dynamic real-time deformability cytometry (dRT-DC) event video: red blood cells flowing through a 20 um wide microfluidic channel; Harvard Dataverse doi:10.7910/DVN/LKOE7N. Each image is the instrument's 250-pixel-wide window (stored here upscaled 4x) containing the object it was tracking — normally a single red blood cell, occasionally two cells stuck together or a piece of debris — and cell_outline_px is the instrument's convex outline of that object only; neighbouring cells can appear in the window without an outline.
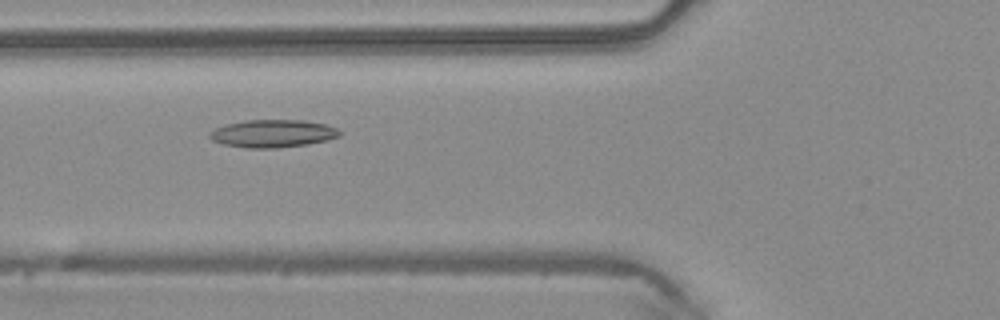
{"species": "common noctule bat (a hibernating species)", "species_latin": "Nyctalus noctula", "temperature_condition": "warm", "stored_images_in_passage": 49, "camera_frame_rate_fps": 3000, "um_per_image_px": 0.085, "animal": {"sex": "male", "body_mass_g": 20.4}, "frame": {"image": 1, "passage_image": 18, "time_ms": 5.667, "image_size_px": [1000, 320], "cell_outline_px": [[340, 136], [328, 140], [308, 144], [276, 148], [244, 148], [224, 144], [212, 140], [208, 136], [208, 132], [224, 124], [244, 120], [304, 120], [324, 124], [336, 128], [340, 132]], "centroid_in_image_um": [23.15, 11.35], "position_along_channel_um": 102.7, "area_um2": 21.1}}
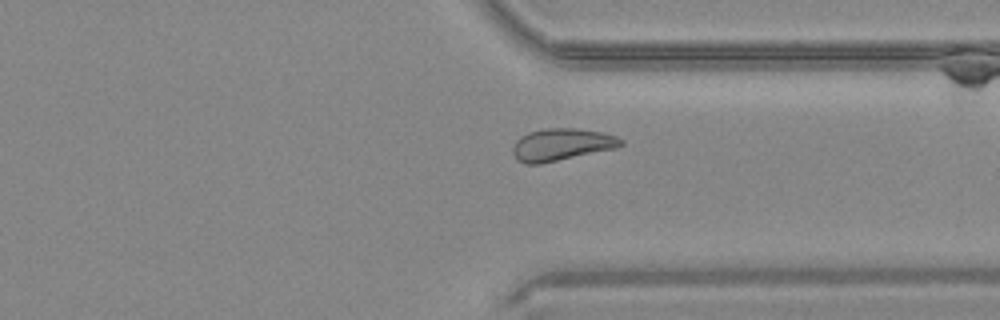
{"frame": {"image": 2, "passage_image": 37, "time_ms": 12.0, "image_size_px": [1000, 320], "cell_outline_px": [[624, 144], [616, 148], [540, 164], [524, 164], [516, 160], [512, 152], [512, 148], [516, 140], [520, 136], [528, 132], [544, 128], [576, 128], [600, 132], [616, 136], [624, 140]], "centroid_in_image_um": [47.7, 12.29], "position_along_channel_um": 363.7, "area_um2": 20.4}}
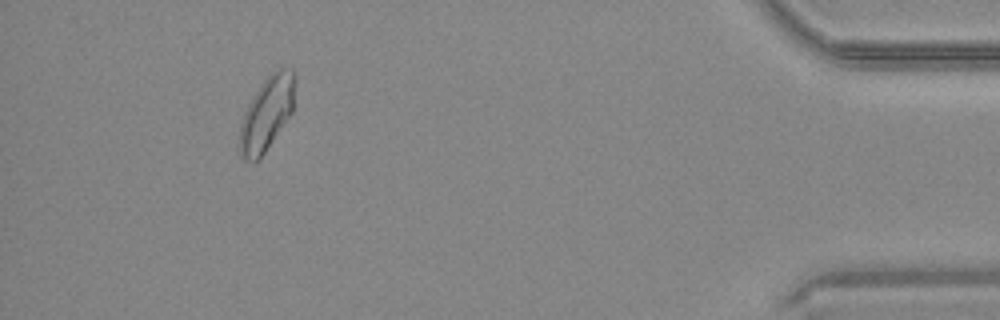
{"frame": {"image": 3, "passage_image": 45, "time_ms": 14.667, "image_size_px": [1000, 320], "cell_outline_px": [[296, 80], [292, 112], [260, 160], [252, 164], [244, 160], [240, 152], [240, 124], [244, 112], [248, 104], [264, 80], [276, 68], [292, 68], [296, 76]], "centroid_in_image_um": [22.69, 9.67], "position_along_channel_um": 412.5, "area_um2": 23.93}}